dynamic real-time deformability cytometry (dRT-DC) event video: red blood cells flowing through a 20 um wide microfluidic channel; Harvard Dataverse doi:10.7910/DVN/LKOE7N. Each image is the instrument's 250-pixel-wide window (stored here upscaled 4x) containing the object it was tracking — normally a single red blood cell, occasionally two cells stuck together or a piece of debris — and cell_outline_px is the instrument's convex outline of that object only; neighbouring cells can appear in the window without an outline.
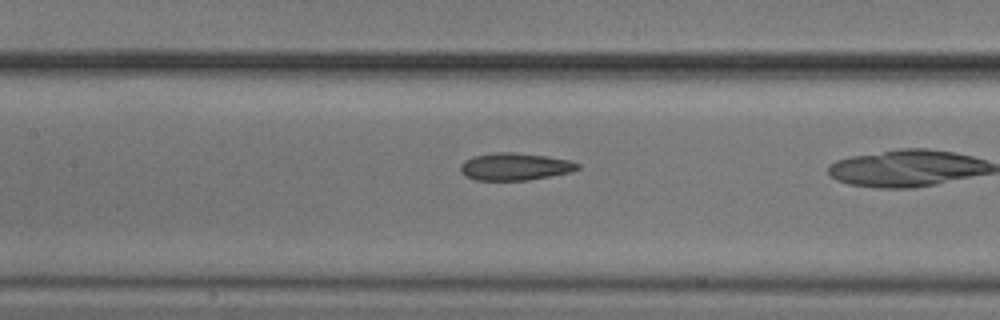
{"species": "common noctule bat (a hibernating species)", "species_latin": "Nyctalus noctula", "temperature_condition": "cold", "stored_images_in_passage": 29, "camera_frame_rate_fps": 3000, "um_per_image_px": 0.085, "animal": {"sex": "male", "body_mass_g": 20.5, "forearm_length_mm": 52.5}, "frame": {"image": 1, "passage_image": 21, "time_ms": 6.667, "image_size_px": [1000, 320], "cell_outline_px": [[580, 168], [572, 172], [528, 180], [476, 180], [464, 176], [460, 172], [460, 164], [464, 160], [472, 156], [496, 152], [516, 152], [548, 156], [568, 160], [580, 164]], "centroid_in_image_um": [43.75, 14.16], "position_along_channel_um": 163.7, "area_um2": 18.9}}